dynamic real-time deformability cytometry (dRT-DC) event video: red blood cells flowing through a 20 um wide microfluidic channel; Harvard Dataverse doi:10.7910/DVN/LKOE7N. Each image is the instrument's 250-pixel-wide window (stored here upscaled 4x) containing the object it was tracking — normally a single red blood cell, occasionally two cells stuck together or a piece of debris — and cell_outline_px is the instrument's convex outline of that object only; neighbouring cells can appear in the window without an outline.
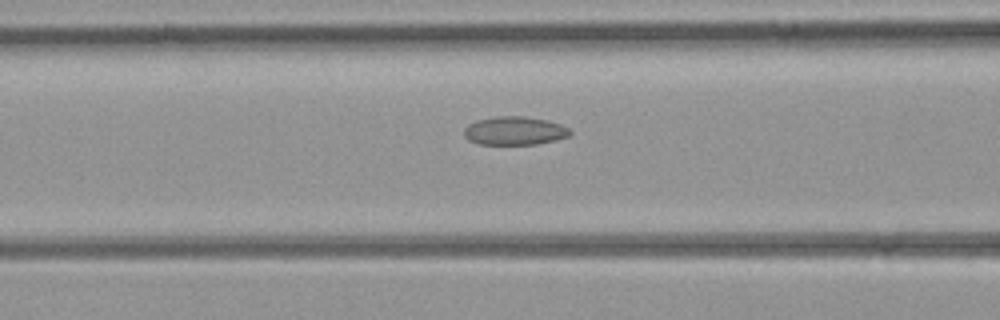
{"species": "common noctule bat (a hibernating species)", "species_latin": "Nyctalus noctula", "temperature_condition": "room temperature", "stored_images_in_passage": 22, "camera_frame_rate_fps": 3000, "um_per_image_px": 0.085, "animal": {"sex": "female", "body_mass_g": 21.9}, "frame": {"image": 1, "passage_image": 10, "time_ms": 3.0, "image_size_px": [1000, 320], "cell_outline_px": [[572, 132], [568, 136], [556, 140], [536, 144], [480, 144], [468, 140], [464, 136], [464, 128], [468, 124], [476, 120], [496, 116], [524, 116], [548, 120], [560, 124], [568, 128]], "centroid_in_image_um": [43.72, 11.11], "position_along_channel_um": 122.9, "area_um2": 17.63}}
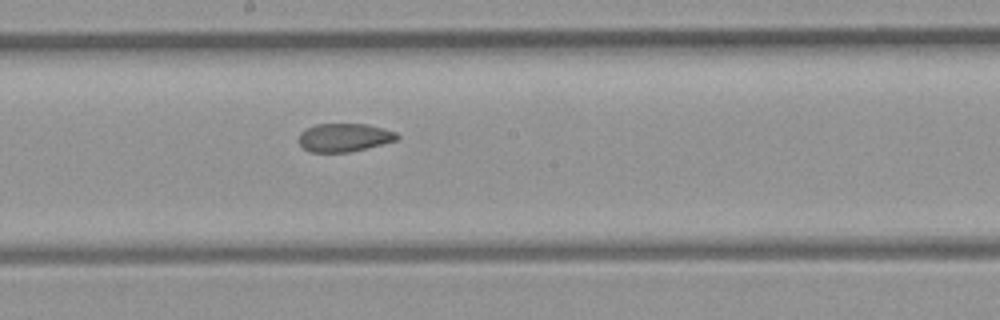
{"frame": {"image": 2, "passage_image": 16, "time_ms": 5.0, "image_size_px": [1000, 320], "cell_outline_px": [[400, 136], [396, 140], [348, 152], [308, 152], [300, 144], [300, 132], [316, 124], [368, 124], [396, 132]], "centroid_in_image_um": [29.25, 11.68], "position_along_channel_um": 219.0, "area_um2": 15.95}}
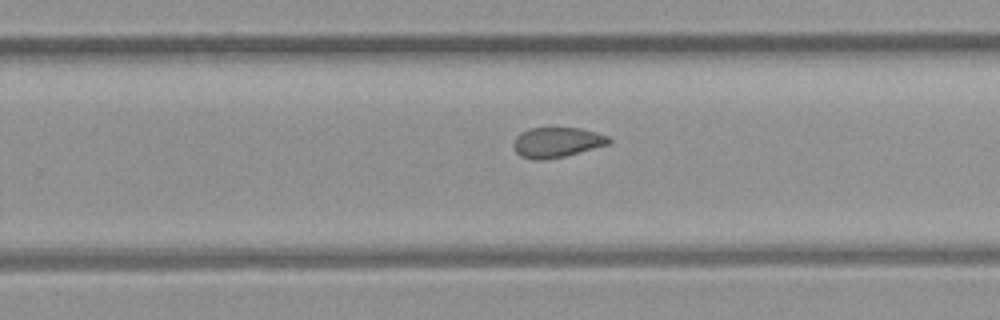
{"frame": {"image": 3, "passage_image": 20, "time_ms": 6.333, "image_size_px": [1000, 320], "cell_outline_px": [[612, 140], [608, 144], [564, 156], [544, 160], [532, 160], [520, 156], [512, 148], [512, 144], [516, 136], [520, 132], [528, 128], [580, 128], [596, 132], [608, 136]], "centroid_in_image_um": [47.27, 12.1], "position_along_channel_um": 282.5, "area_um2": 16.82}}